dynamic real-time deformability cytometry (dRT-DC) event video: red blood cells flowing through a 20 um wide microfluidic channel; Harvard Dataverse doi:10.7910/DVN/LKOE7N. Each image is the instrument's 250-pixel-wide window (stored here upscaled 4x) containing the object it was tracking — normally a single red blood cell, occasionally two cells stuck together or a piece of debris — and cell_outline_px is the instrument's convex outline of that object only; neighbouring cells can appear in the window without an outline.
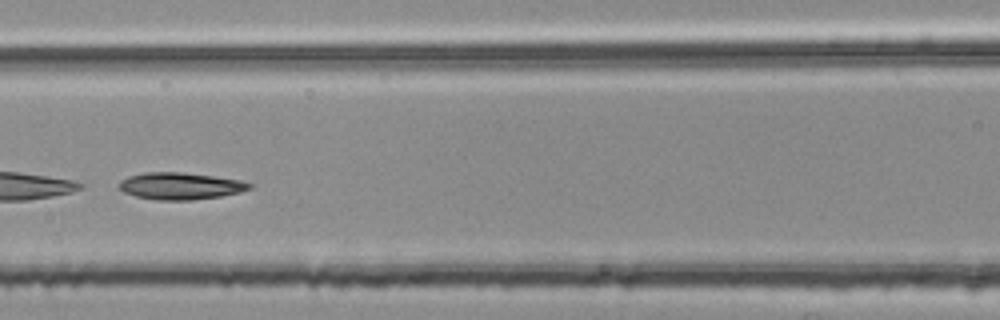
{"species": "common noctule bat (a hibernating species)", "species_latin": "Nyctalus noctula", "temperature_condition": "room temperature", "stored_images_in_passage": 49, "segment_of_instrument_passage": [2, 2], "camera_frame_rate_fps": 3000, "um_per_image_px": 0.085, "animal": {"sex": "female", "body_mass_g": 25.1}, "frame": {"image": 1, "passage_image": 22, "time_ms": 7.0, "image_size_px": [1000, 320], "cell_outline_px": [[252, 188], [240, 192], [220, 196], [192, 200], [156, 200], [136, 196], [124, 192], [120, 188], [120, 180], [128, 176], [144, 172], [180, 172], [212, 176], [240, 180], [252, 184]], "centroid_in_image_um": [15.32, 15.81], "position_along_channel_um": 151.3, "area_um2": 20.35}}
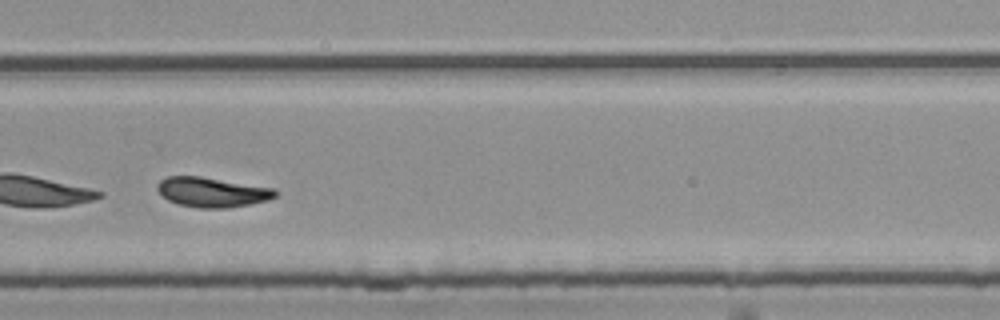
{"frame": {"image": 2, "passage_image": 35, "time_ms": 11.333, "image_size_px": [1000, 320], "cell_outline_px": [[280, 192], [276, 196], [268, 200], [252, 204], [228, 208], [200, 208], [180, 204], [168, 200], [156, 188], [156, 184], [160, 180], [168, 176], [200, 176], [276, 188]], "centroid_in_image_um": [18.08, 16.33], "position_along_channel_um": 311.7, "area_um2": 20.63}}